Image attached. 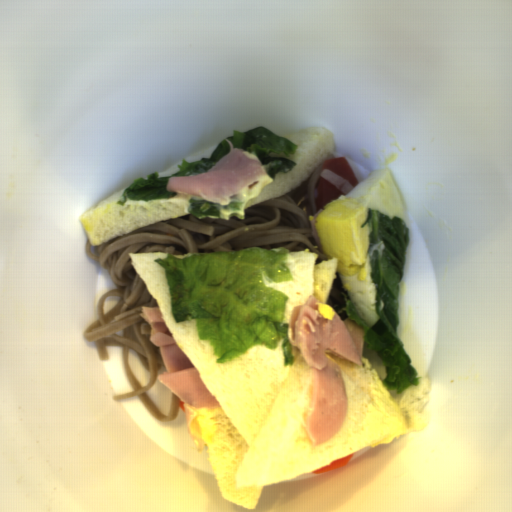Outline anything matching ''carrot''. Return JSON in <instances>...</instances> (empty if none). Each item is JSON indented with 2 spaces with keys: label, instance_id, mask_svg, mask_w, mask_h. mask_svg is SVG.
<instances>
[{
  "label": "carrot",
  "instance_id": "b8716197",
  "mask_svg": "<svg viewBox=\"0 0 512 512\" xmlns=\"http://www.w3.org/2000/svg\"><path fill=\"white\" fill-rule=\"evenodd\" d=\"M319 167L323 170L329 169L335 172L349 182L354 188L360 184L349 160L344 157H334L332 155V157L322 162Z\"/></svg>",
  "mask_w": 512,
  "mask_h": 512
},
{
  "label": "carrot",
  "instance_id": "cead05ca",
  "mask_svg": "<svg viewBox=\"0 0 512 512\" xmlns=\"http://www.w3.org/2000/svg\"><path fill=\"white\" fill-rule=\"evenodd\" d=\"M343 194L324 177L319 178L316 189V210L323 211L325 206Z\"/></svg>",
  "mask_w": 512,
  "mask_h": 512
},
{
  "label": "carrot",
  "instance_id": "1c9b5961",
  "mask_svg": "<svg viewBox=\"0 0 512 512\" xmlns=\"http://www.w3.org/2000/svg\"><path fill=\"white\" fill-rule=\"evenodd\" d=\"M354 456V452L345 456V457H342V458H339V459H336V460H333L330 464L328 465H325L319 469H316L312 472H314L315 474L316 473H324V472H327V471H331V470H334V469H338V468H341V467H344V466H348L350 460L352 459V457Z\"/></svg>",
  "mask_w": 512,
  "mask_h": 512
}]
</instances>
